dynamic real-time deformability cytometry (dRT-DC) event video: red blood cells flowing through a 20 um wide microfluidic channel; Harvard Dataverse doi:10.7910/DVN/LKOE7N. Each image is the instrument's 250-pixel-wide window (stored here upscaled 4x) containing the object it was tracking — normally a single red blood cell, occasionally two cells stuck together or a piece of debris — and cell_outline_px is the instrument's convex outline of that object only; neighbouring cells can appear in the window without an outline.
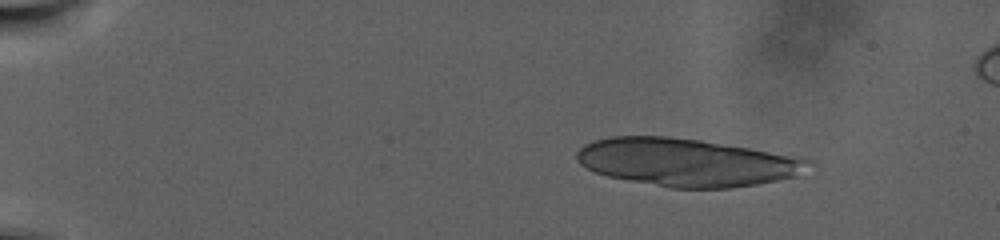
{"species": "human", "species_latin": "Homo sapiens", "temperature_condition": "warm", "stored_images_in_passage": 23, "camera_frame_rate_fps": 3000, "um_per_image_px": 0.085, "donor": {"sex": "male"}, "frame": {"image": 1, "passage_image": 2, "time_ms": 0.333, "image_size_px": [1000, 240], "cell_outline_px": [[812, 164], [796, 176], [756, 184], [728, 188], [672, 188], [628, 180], [608, 176], [596, 172], [580, 164], [576, 160], [576, 152], [584, 144], [592, 140], [612, 136], [668, 136], [700, 140], [800, 156], [812, 160]], "centroid_in_image_um": [58.36, 13.78], "position_along_channel_um": 26.6, "area_um2": 64.5}}